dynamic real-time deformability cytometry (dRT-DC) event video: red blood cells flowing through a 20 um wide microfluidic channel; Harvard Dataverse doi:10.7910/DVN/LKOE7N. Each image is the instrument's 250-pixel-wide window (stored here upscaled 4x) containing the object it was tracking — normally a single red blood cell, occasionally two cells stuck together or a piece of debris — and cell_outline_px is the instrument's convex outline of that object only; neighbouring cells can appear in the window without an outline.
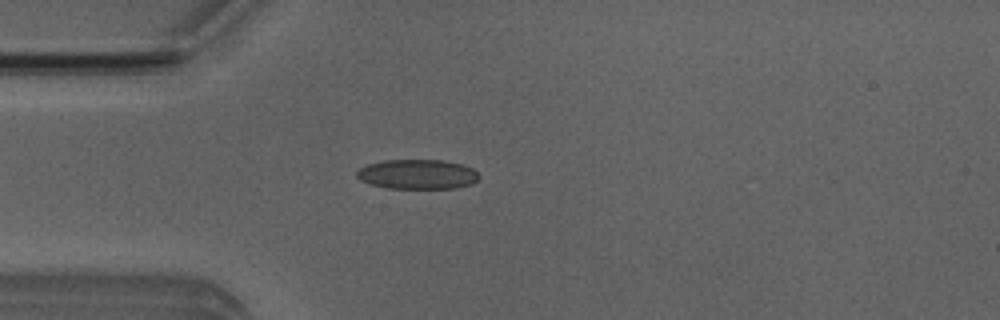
{"species": "Egyptian fruit bat (a non-hibernating species)", "species_latin": "Rousettus aegyptiacus", "temperature_condition": "room temperature", "stored_images_in_passage": 42, "camera_frame_rate_fps": 3000, "um_per_image_px": 0.085, "animal": {"sex": "male"}, "frame": {"image": 1, "passage_image": 5, "time_ms": 1.333, "image_size_px": [1000, 320], "cell_outline_px": [[480, 176], [472, 184], [456, 188], [384, 188], [368, 184], [360, 180], [356, 176], [356, 172], [360, 168], [368, 164], [384, 160], [444, 160], [460, 164], [472, 168]], "centroid_in_image_um": [35.45, 14.82], "position_along_channel_um": 49.5, "area_um2": 21.21}}
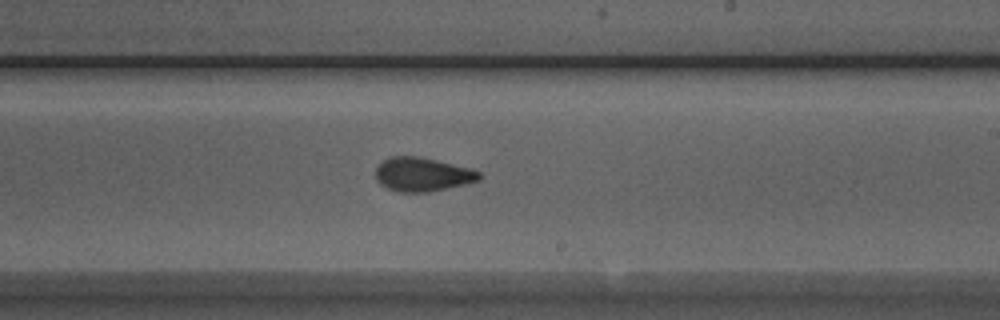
{"frame": {"image": 2, "passage_image": 21, "time_ms": 6.667, "image_size_px": [1000, 320], "cell_outline_px": [[480, 180], [464, 184], [428, 192], [400, 192], [388, 188], [380, 184], [376, 180], [376, 168], [388, 156], [420, 156], [468, 168], [480, 172]], "centroid_in_image_um": [35.87, 14.82], "position_along_channel_um": 253.1, "area_um2": 20.23}}
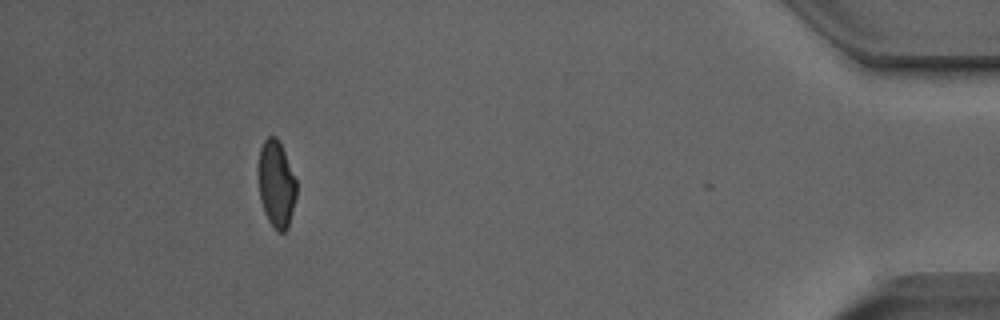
{"frame": {"image": 3, "passage_image": 38, "time_ms": 12.333, "image_size_px": [1000, 320], "cell_outline_px": [[296, 196], [288, 228], [284, 232], [276, 232], [272, 228], [264, 212], [260, 200], [260, 148], [264, 140], [268, 136], [276, 136], [284, 152], [296, 180]], "centroid_in_image_um": [23.5, 15.7], "position_along_channel_um": 411.7, "area_um2": 18.9}, "authors_computed_cell_mechanics": {"area_um2": 20.3167, "velocity_mm_per_s": 3.9929, "shape_relaxation_time_tau1_ms": 4.7386, "shape_relaxation_time_tau2_ms": 1.5586, "deformation_change_tau1": 0.1396, "deformation_change_tau2": 0.0669}}